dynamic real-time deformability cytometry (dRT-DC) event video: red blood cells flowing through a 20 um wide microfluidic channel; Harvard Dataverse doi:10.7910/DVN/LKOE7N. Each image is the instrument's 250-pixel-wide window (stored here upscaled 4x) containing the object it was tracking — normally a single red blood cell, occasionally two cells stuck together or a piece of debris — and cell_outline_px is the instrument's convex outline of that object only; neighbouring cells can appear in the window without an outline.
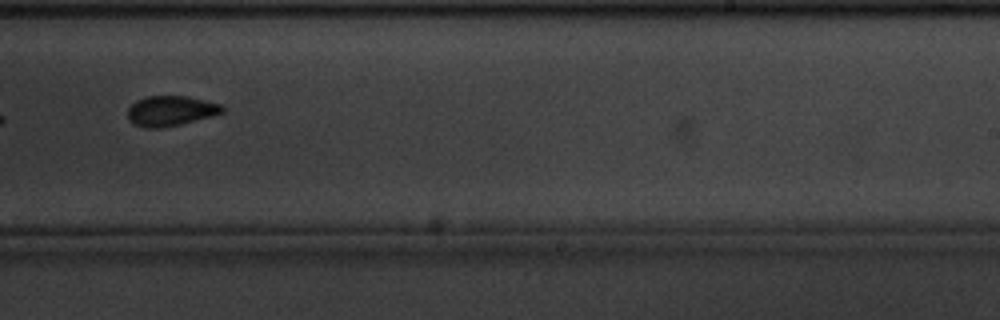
{"species": "common noctule bat (a hibernating species)", "species_latin": "Nyctalus noctula", "temperature_condition": "cold", "stored_images_in_passage": 11, "camera_frame_rate_fps": 3000, "um_per_image_px": 0.085, "animal": {"sex": "male", "body_mass_g": 20.1, "forearm_length_mm": 53.5}, "frame": {"image": 1, "passage_image": 11, "time_ms": 3.333, "image_size_px": [1000, 320], "cell_outline_px": [[224, 112], [212, 116], [180, 124], [160, 128], [144, 128], [128, 120], [128, 108], [136, 100], [148, 96], [184, 96], [220, 104], [224, 108]], "centroid_in_image_um": [14.48, 9.43], "position_along_channel_um": 274.5, "area_um2": 16.42}}